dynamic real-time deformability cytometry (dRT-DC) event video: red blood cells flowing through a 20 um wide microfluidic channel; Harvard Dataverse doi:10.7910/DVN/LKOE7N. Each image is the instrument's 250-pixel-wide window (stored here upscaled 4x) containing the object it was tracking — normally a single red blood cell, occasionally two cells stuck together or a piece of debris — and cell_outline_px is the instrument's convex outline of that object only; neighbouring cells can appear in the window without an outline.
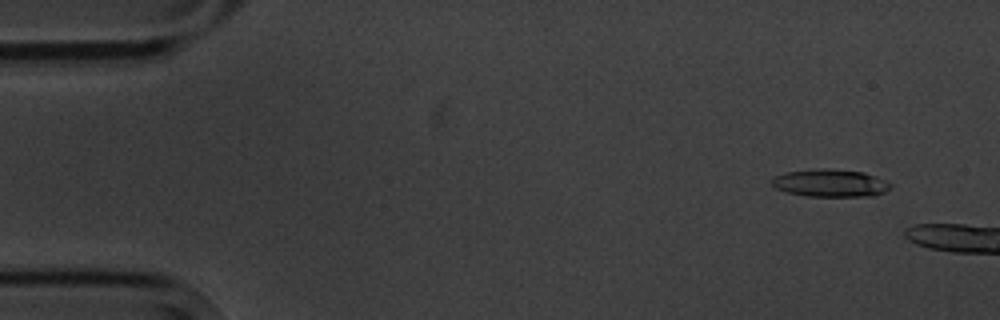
{"species": "common noctule bat (a hibernating species)", "species_latin": "Nyctalus noctula", "temperature_condition": "cold", "stored_images_in_passage": 3, "camera_frame_rate_fps": 3000, "um_per_image_px": 0.085, "animal": {"sex": "male", "body_mass_g": 20.1, "forearm_length_mm": 53.5}, "frame": {"image": 1, "passage_image": 1, "time_ms": 0.0, "image_size_px": [1000, 320], "cell_outline_px": [[892, 188], [876, 196], [808, 196], [788, 192], [776, 188], [772, 184], [772, 176], [784, 172], [820, 168], [828, 168], [864, 172], [876, 176], [892, 184]], "centroid_in_image_um": [70.6, 15.55], "position_along_channel_um": 14.4, "area_um2": 19.25}}